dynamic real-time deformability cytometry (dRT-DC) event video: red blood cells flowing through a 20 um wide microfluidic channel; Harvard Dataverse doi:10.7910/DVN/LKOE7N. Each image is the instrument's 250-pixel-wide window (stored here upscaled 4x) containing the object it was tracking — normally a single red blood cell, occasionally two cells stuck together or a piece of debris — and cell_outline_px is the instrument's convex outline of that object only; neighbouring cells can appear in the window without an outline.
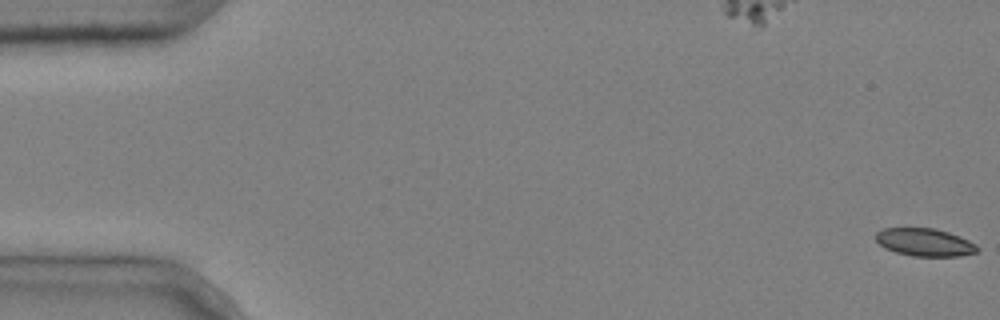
{"species": "common noctule bat (a hibernating species)", "species_latin": "Nyctalus noctula", "temperature_condition": "cold", "stored_images_in_passage": 8, "camera_frame_rate_fps": 3000, "um_per_image_px": 0.085, "animal": {"sex": "male", "body_mass_g": 20.4}, "frame": {"image": 1, "passage_image": 1, "time_ms": 0.0, "image_size_px": [1000, 320], "cell_outline_px": [[980, 248], [976, 252], [960, 256], [912, 256], [896, 252], [884, 248], [876, 240], [876, 232], [884, 228], [936, 228], [960, 236], [976, 244]], "centroid_in_image_um": [78.61, 20.59], "position_along_channel_um": 6.4, "area_um2": 16.47}}
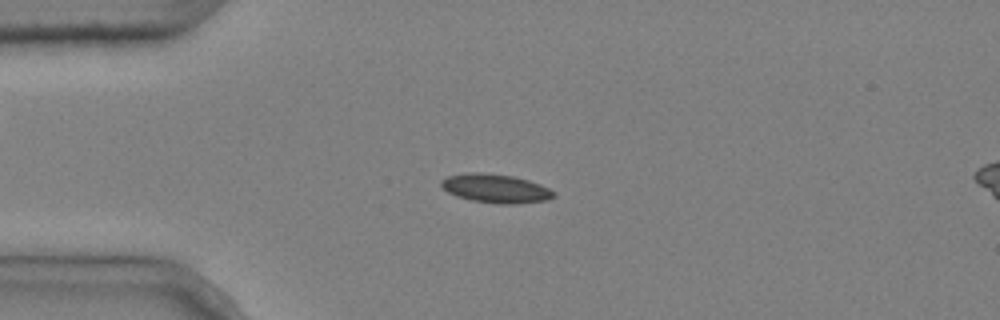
{"frame": {"image": 2, "passage_image": 4, "time_ms": 1.0, "image_size_px": [1000, 320], "cell_outline_px": [[556, 196], [548, 200], [516, 204], [500, 204], [472, 200], [456, 196], [448, 192], [440, 184], [440, 180], [448, 176], [468, 172], [480, 172], [516, 176], [540, 184], [556, 192]], "centroid_in_image_um": [42.16, 16.01], "position_along_channel_um": 42.8, "area_um2": 19.02}}